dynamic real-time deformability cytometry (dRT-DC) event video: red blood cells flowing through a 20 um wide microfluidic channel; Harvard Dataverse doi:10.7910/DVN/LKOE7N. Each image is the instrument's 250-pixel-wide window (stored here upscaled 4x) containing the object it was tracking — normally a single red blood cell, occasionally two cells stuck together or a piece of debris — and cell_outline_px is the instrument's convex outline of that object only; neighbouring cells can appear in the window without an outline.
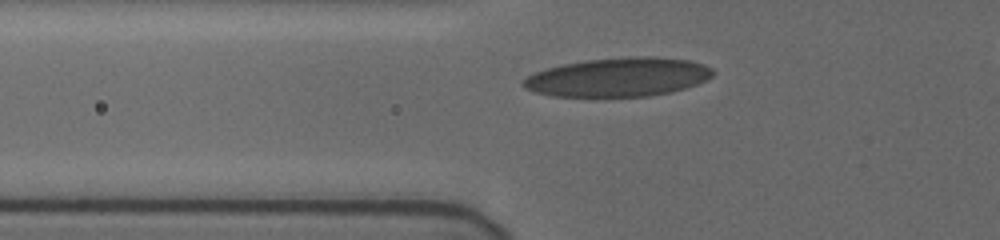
{"species": "human", "species_latin": "Homo sapiens", "temperature_condition": "cold", "stored_images_in_passage": 31, "camera_frame_rate_fps": 3000, "um_per_image_px": 0.085, "donor": {"sex": "female"}, "frame": {"image": 1, "passage_image": 2, "time_ms": 0.333, "image_size_px": [1000, 240], "cell_outline_px": [[716, 72], [708, 80], [684, 88], [668, 92], [648, 96], [552, 96], [536, 92], [524, 88], [520, 84], [520, 80], [532, 72], [544, 68], [560, 64], [584, 60], [632, 56], [652, 56], [688, 60], [704, 64], [712, 68]], "centroid_in_image_um": [52.5, 6.54], "position_along_channel_um": 73.3, "area_um2": 43.35}}
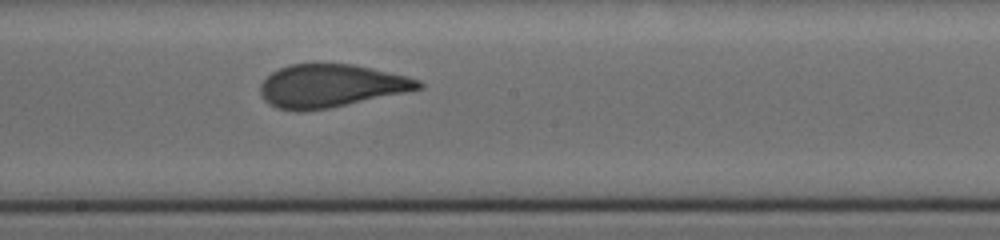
{"frame": {"image": 2, "passage_image": 14, "time_ms": 4.333, "image_size_px": [1000, 240], "cell_outline_px": [[424, 88], [328, 108], [304, 112], [296, 112], [280, 108], [268, 104], [264, 100], [260, 92], [260, 84], [272, 72], [288, 64], [352, 64], [408, 76], [420, 80], [424, 84]], "centroid_in_image_um": [28.11, 7.3], "position_along_channel_um": 220.1, "area_um2": 39.48}}
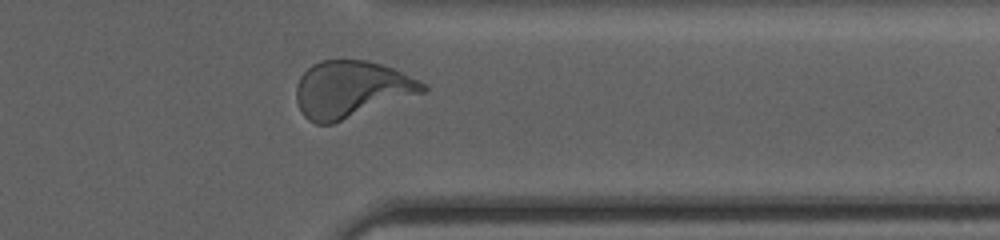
{"frame": {"image": 3, "passage_image": 27, "time_ms": 8.667, "image_size_px": [1000, 240], "cell_outline_px": [[428, 88], [424, 92], [332, 124], [316, 124], [308, 120], [300, 112], [296, 100], [296, 84], [300, 76], [312, 64], [320, 60], [368, 60], [392, 68], [428, 84]], "centroid_in_image_um": [29.83, 7.59], "position_along_channel_um": 381.6, "area_um2": 41.91}, "authors_computed_cell_mechanics": {"area_um2": 39.9398, "velocity_mm_per_s": 3.743, "shape_relaxation_time_tau1_ms": 9.4996, "shape_relaxation_time_tau2_ms": null, "deformation_change_tau1": 0.246, "deformation_change_tau2": null}}